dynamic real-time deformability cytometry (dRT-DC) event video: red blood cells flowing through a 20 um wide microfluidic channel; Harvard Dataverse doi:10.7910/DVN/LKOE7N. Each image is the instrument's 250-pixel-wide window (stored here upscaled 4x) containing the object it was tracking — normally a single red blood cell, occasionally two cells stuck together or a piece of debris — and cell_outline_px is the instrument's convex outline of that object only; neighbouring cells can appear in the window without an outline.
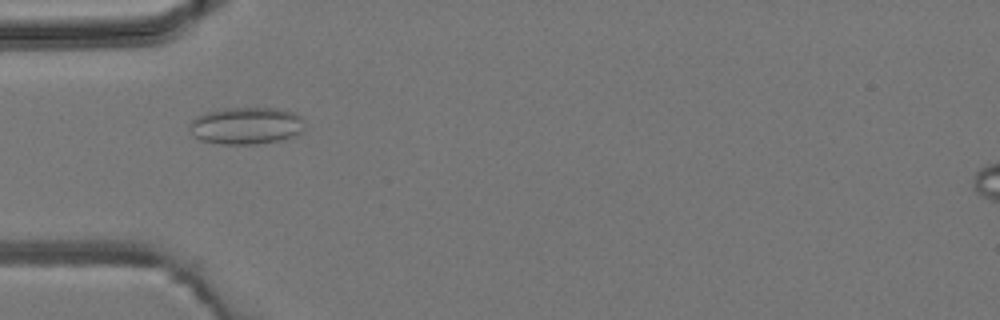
{"species": "common noctule bat (a hibernating species)", "species_latin": "Nyctalus noctula", "temperature_condition": "room temperature", "stored_images_in_passage": 4, "camera_frame_rate_fps": 3000, "um_per_image_px": 0.085, "animal": {"sex": "male", "body_mass_g": 19.2, "forearm_length_mm": 51.8}, "frame": {"image": 1, "passage_image": 3, "time_ms": 2.333, "image_size_px": [1000, 320], "cell_outline_px": [[300, 132], [296, 136], [284, 140], [256, 144], [220, 144], [200, 140], [192, 136], [188, 128], [192, 120], [196, 116], [204, 112], [224, 108], [280, 108], [292, 112], [300, 116]], "centroid_in_image_um": [20.85, 10.69], "position_along_channel_um": 64.1, "area_um2": 25.03}}